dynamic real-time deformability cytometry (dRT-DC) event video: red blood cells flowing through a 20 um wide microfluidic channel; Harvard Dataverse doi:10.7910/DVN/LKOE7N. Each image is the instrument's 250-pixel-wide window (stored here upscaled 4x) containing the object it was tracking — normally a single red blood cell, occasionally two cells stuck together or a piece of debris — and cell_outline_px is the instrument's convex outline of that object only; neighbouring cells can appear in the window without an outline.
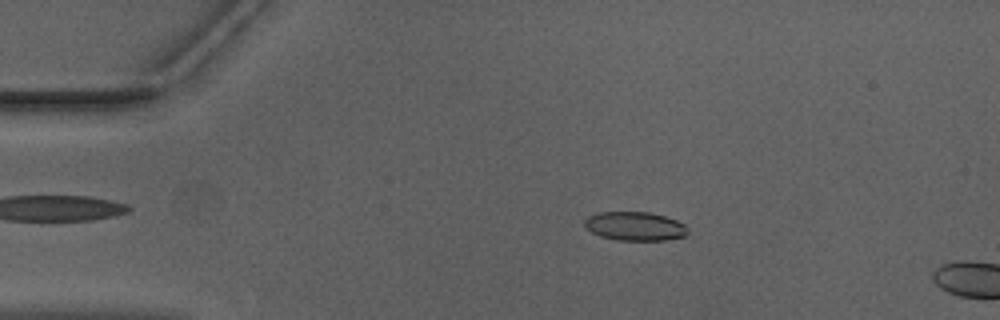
{"species": "Egyptian fruit bat (a non-hibernating species)", "species_latin": "Rousettus aegyptiacus", "temperature_condition": "warm", "stored_images_in_passage": 50, "camera_frame_rate_fps": 3000, "um_per_image_px": 0.085, "animal": {"sex": "male"}, "frame": {"image": 1, "passage_image": 9, "time_ms": 2.667, "image_size_px": [1000, 320], "cell_outline_px": [[688, 232], [684, 236], [664, 240], [616, 240], [600, 236], [592, 232], [584, 224], [584, 220], [588, 216], [600, 212], [648, 212], [664, 216], [676, 220], [684, 224], [688, 228]], "centroid_in_image_um": [53.97, 19.22], "position_along_channel_um": 31.0, "area_um2": 17.22}}
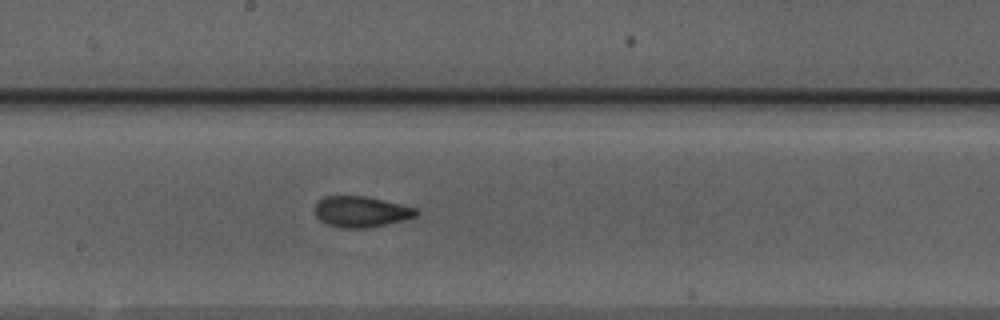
{"frame": {"image": 2, "passage_image": 27, "time_ms": 8.667, "image_size_px": [1000, 320], "cell_outline_px": [[420, 212], [416, 216], [404, 220], [368, 228], [344, 228], [328, 224], [320, 220], [316, 216], [316, 204], [324, 196], [368, 196], [416, 208]], "centroid_in_image_um": [30.72, 17.99], "position_along_channel_um": 217.5, "area_um2": 18.15}}
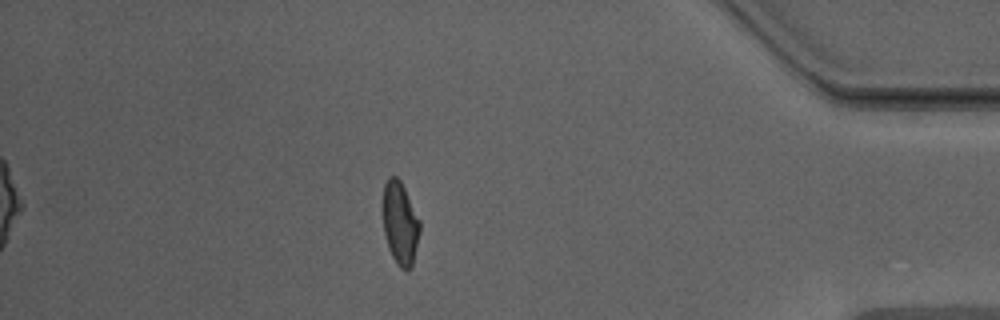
{"frame": {"image": 3, "passage_image": 44, "time_ms": 14.333, "image_size_px": [1000, 320], "cell_outline_px": [[420, 232], [412, 264], [408, 272], [400, 268], [396, 264], [388, 248], [384, 232], [380, 204], [380, 200], [384, 184], [388, 176], [396, 176], [400, 180], [420, 220]], "centroid_in_image_um": [33.96, 18.94], "position_along_channel_um": 401.2, "area_um2": 18.44}}